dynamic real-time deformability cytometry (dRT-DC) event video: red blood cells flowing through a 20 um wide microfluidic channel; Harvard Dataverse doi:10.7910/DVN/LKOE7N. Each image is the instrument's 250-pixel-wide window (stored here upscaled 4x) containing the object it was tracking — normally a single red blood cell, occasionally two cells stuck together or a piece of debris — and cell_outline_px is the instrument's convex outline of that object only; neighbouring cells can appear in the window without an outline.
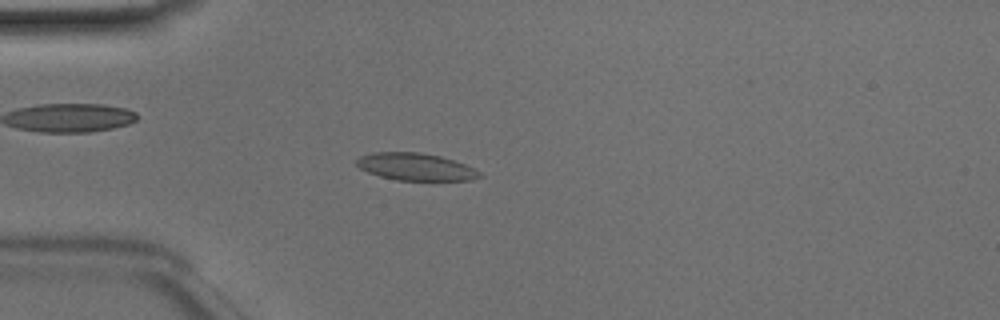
{"species": "Egyptian fruit bat (a non-hibernating species)", "species_latin": "Rousettus aegyptiacus", "temperature_condition": "room temperature", "stored_images_in_passage": 40, "camera_frame_rate_fps": 3000, "um_per_image_px": 0.085, "animal": {"sex": "male"}, "frame": {"image": 1, "passage_image": 4, "time_ms": 1.0, "image_size_px": [1000, 320], "cell_outline_px": [[484, 176], [472, 180], [396, 180], [380, 176], [368, 172], [360, 168], [356, 164], [356, 160], [360, 156], [372, 152], [416, 152], [440, 156], [464, 164], [480, 172]], "centroid_in_image_um": [35.31, 14.18], "position_along_channel_um": 49.7, "area_um2": 19.42}}
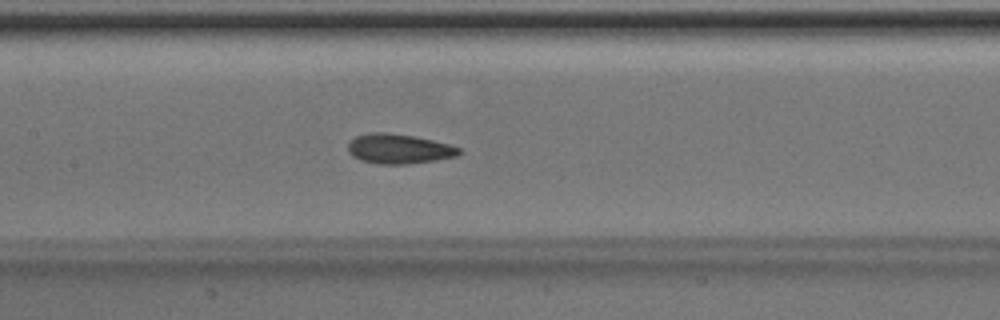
{"frame": {"image": 2, "passage_image": 14, "time_ms": 4.333, "image_size_px": [1000, 320], "cell_outline_px": [[460, 152], [456, 156], [436, 160], [408, 164], [376, 164], [360, 160], [352, 156], [348, 152], [348, 140], [356, 136], [372, 132], [388, 132], [416, 136], [448, 144], [460, 148]], "centroid_in_image_um": [33.85, 12.65], "position_along_channel_um": 173.5, "area_um2": 19.42}}
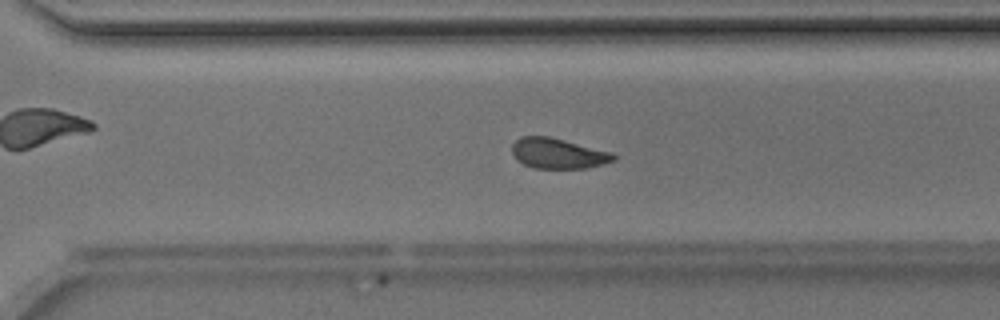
{"frame": {"image": 3, "passage_image": 25, "time_ms": 8.0, "image_size_px": [1000, 320], "cell_outline_px": [[616, 160], [604, 164], [588, 168], [532, 168], [516, 160], [512, 156], [512, 144], [520, 136], [548, 136], [612, 152], [616, 156]], "centroid_in_image_um": [47.42, 13.05], "position_along_channel_um": 323.2, "area_um2": 18.09}, "authors_computed_cell_mechanics": {"area_um2": 18.496, "velocity_mm_per_s": 4.1, "shape_relaxation_time_tau1_ms": 2.5, "shape_relaxation_time_tau2_ms": 1.469, "deformation_change_tau1": 0.1067, "deformation_change_tau2": 0.075}}